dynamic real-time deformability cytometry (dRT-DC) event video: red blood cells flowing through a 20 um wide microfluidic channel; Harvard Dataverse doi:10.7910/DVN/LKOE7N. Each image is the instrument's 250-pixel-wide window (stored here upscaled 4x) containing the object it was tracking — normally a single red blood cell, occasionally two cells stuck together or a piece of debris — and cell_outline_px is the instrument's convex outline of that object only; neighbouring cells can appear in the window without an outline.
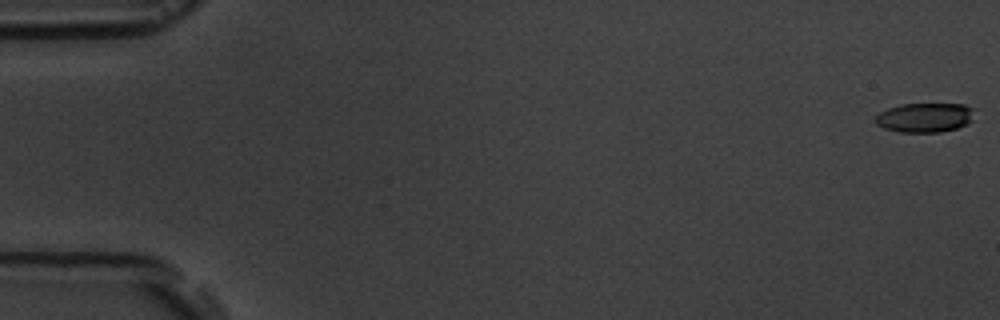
{"species": "common noctule bat (a hibernating species)", "species_latin": "Nyctalus noctula", "temperature_condition": "room temperature", "stored_images_in_passage": 5, "camera_frame_rate_fps": 3000, "um_per_image_px": 0.085, "animal": {"sex": "male", "body_mass_g": 19.5, "forearm_length_mm": 54.6}, "frame": {"image": 1, "passage_image": 1, "time_ms": 0.0, "image_size_px": [1000, 320], "cell_outline_px": [[976, 108], [972, 120], [968, 124], [956, 128], [940, 132], [900, 132], [884, 128], [876, 124], [876, 116], [880, 112], [888, 108], [900, 104], [964, 104]], "centroid_in_image_um": [78.65, 9.98], "position_along_channel_um": 6.3, "area_um2": 17.11}}
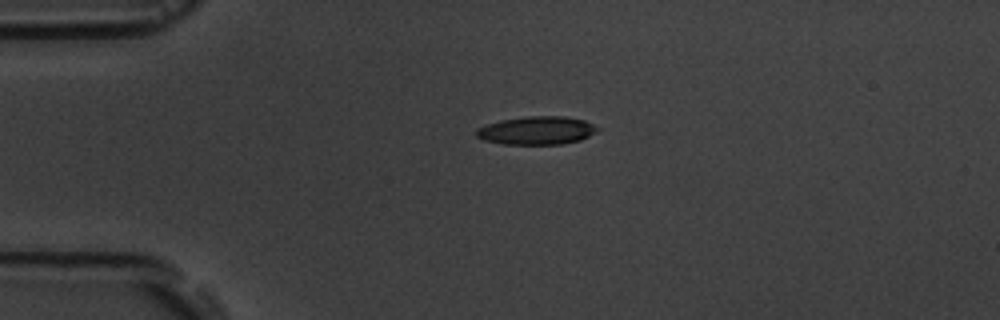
{"frame": {"image": 2, "passage_image": 4, "time_ms": 4.333, "image_size_px": [1000, 320], "cell_outline_px": [[600, 128], [596, 132], [580, 140], [560, 144], [504, 144], [484, 140], [476, 136], [476, 128], [500, 120], [528, 116], [564, 116], [584, 120]], "centroid_in_image_um": [45.61, 11.09], "position_along_channel_um": 39.4, "area_um2": 19.83}}